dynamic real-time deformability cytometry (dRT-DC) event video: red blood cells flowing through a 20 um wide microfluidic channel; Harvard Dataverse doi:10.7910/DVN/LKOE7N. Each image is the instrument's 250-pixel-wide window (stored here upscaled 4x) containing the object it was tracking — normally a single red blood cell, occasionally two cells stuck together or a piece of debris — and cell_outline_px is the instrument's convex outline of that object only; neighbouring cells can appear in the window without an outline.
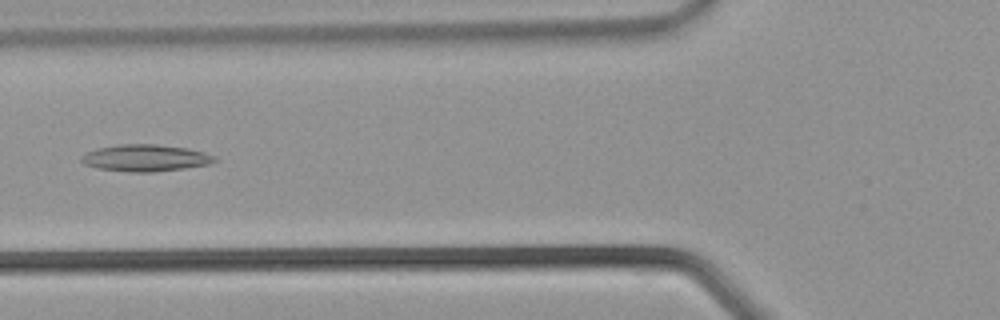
{"species": "common noctule bat (a hibernating species)", "species_latin": "Nyctalus noctula", "temperature_condition": "warm", "stored_images_in_passage": 35, "camera_frame_rate_fps": 3000, "um_per_image_px": 0.085, "animal": {"sex": "male", "body_mass_g": 21.5, "forearm_length_mm": 52.0}, "frame": {"image": 1, "passage_image": 14, "time_ms": 4.333, "image_size_px": [1000, 320], "cell_outline_px": [[216, 160], [208, 164], [184, 168], [152, 172], [132, 172], [96, 168], [84, 164], [80, 160], [88, 152], [96, 148], [116, 144], [156, 144], [188, 148], [204, 152], [216, 156]], "centroid_in_image_um": [12.36, 13.42], "position_along_channel_um": 113.4, "area_um2": 20.75}}
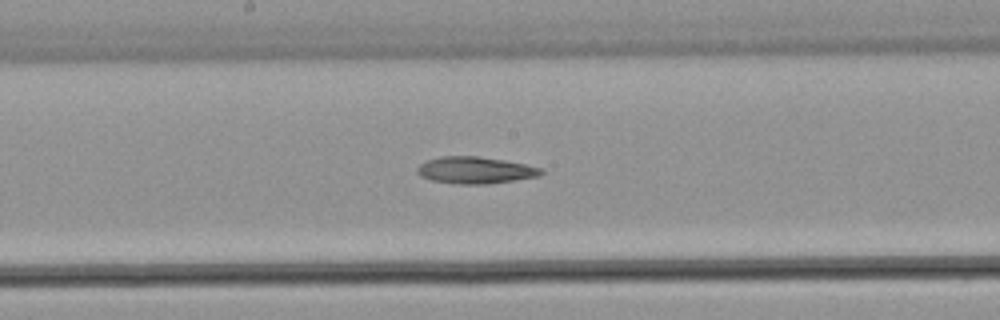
{"frame": {"image": 2, "passage_image": 19, "time_ms": 6.0, "image_size_px": [1000, 320], "cell_outline_px": [[544, 172], [540, 176], [488, 184], [456, 184], [432, 180], [420, 176], [416, 172], [416, 168], [420, 164], [428, 160], [440, 156], [480, 156], [504, 160], [544, 168]], "centroid_in_image_um": [40.4, 14.46], "position_along_channel_um": 207.8, "area_um2": 19.48}}
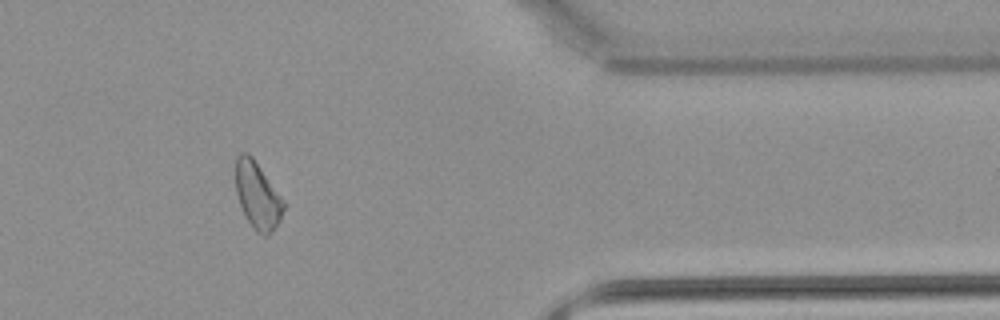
{"frame": {"image": 3, "passage_image": 30, "time_ms": 9.667, "image_size_px": [1000, 320], "cell_outline_px": [[284, 208], [280, 220], [272, 232], [268, 236], [264, 236], [256, 232], [248, 220], [240, 204], [236, 192], [236, 156], [240, 152], [248, 152], [252, 156], [284, 200]], "centroid_in_image_um": [21.89, 16.61], "position_along_channel_um": 389.5, "area_um2": 18.55}}